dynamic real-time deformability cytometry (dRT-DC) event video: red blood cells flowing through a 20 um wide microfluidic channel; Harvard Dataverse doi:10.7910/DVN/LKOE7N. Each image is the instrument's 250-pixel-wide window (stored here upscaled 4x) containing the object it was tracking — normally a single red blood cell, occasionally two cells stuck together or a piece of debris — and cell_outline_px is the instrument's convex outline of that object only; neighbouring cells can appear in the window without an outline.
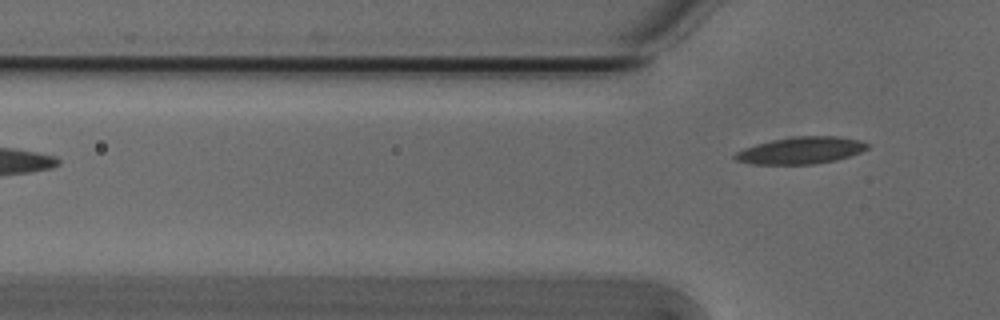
{"species": "Egyptian fruit bat (a non-hibernating species)", "species_latin": "Rousettus aegyptiacus", "temperature_condition": "cold", "stored_images_in_passage": 3, "camera_frame_rate_fps": 3000, "um_per_image_px": 0.085, "animal": {"sex": "male"}, "frame": {"image": 1, "passage_image": 3, "time_ms": 0.667, "image_size_px": [1000, 320], "cell_outline_px": [[868, 148], [860, 152], [836, 160], [816, 164], [752, 164], [736, 160], [732, 156], [736, 152], [744, 148], [756, 144], [772, 140], [792, 136], [840, 136], [860, 140], [868, 144]], "centroid_in_image_um": [68.07, 12.78], "position_along_channel_um": 57.7, "area_um2": 20.81}}